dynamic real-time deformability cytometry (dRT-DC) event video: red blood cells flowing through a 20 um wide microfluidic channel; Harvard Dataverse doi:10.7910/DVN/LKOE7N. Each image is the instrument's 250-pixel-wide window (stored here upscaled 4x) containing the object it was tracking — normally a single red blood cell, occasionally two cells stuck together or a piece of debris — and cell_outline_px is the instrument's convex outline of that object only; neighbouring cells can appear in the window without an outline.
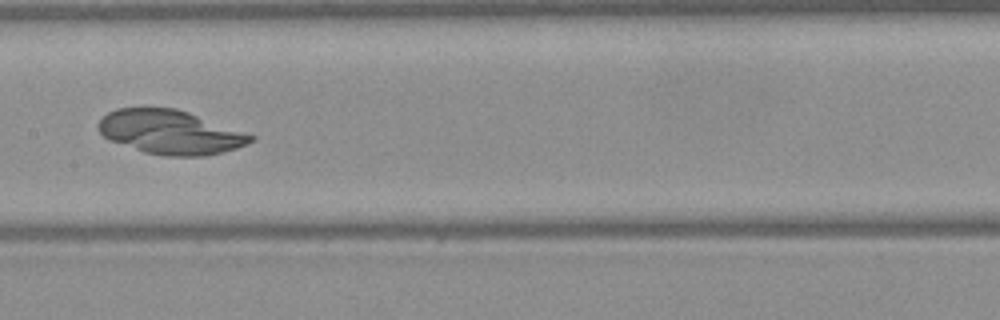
{"species": "Egyptian fruit bat (a non-hibernating species)", "species_latin": "Rousettus aegyptiacus", "temperature_condition": "warm", "stored_images_in_passage": 41, "camera_frame_rate_fps": 3000, "um_per_image_px": 0.085, "frame": {"image": 1, "passage_image": 17, "time_ms": 5.333, "image_size_px": [1000, 320], "cell_outline_px": [[256, 140], [248, 144], [236, 148], [204, 156], [168, 156], [144, 152], [108, 140], [100, 132], [96, 124], [108, 112], [116, 108], [176, 108], [188, 112], [256, 136]], "centroid_in_image_um": [14.46, 11.23], "position_along_channel_um": 192.9, "area_um2": 38.96}}